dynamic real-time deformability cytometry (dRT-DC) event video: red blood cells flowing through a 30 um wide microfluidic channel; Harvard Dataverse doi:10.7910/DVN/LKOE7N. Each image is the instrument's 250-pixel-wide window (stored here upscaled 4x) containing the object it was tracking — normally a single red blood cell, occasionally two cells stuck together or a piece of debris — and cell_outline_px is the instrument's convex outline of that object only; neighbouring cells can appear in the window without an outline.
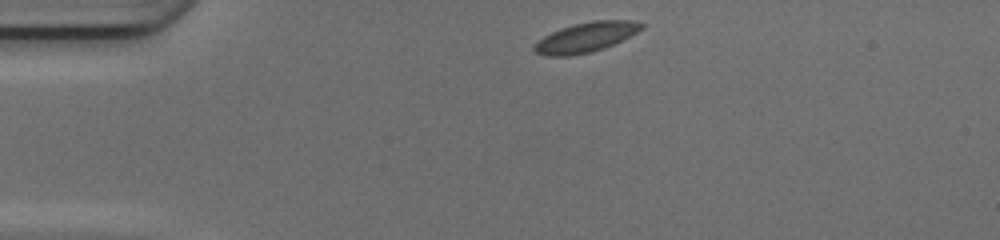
{"species": "common noctule bat (a hibernating species)", "species_latin": "Nyctalus noctula", "temperature_condition": "cold", "stored_images_in_passage": 40, "camera_frame_rate_fps": 3000, "um_per_image_px": 0.085, "animal": {"sex": "female", "body_mass_g": 17.0, "forearm_length_mm": 48.0}, "frame": {"image": 1, "passage_image": 1, "time_ms": 0.0, "image_size_px": [1000, 240], "cell_outline_px": [[644, 28], [604, 48], [588, 52], [568, 56], [544, 56], [536, 52], [532, 48], [544, 36], [560, 28], [592, 20], [632, 20], [644, 24]], "centroid_in_image_um": [49.79, 3.16], "position_along_channel_um": 35.2, "area_um2": 18.26}}
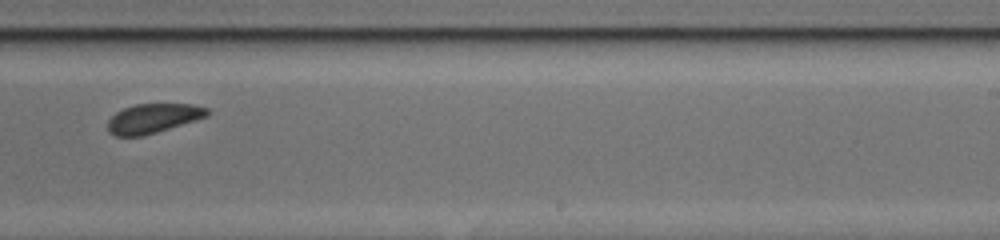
{"frame": {"image": 2, "passage_image": 22, "time_ms": 7.0, "image_size_px": [1000, 240], "cell_outline_px": [[208, 116], [196, 120], [144, 136], [116, 136], [108, 132], [108, 120], [116, 112], [124, 108], [136, 104], [196, 104], [208, 108]], "centroid_in_image_um": [13.02, 10.06], "position_along_channel_um": 276.0, "area_um2": 17.05}}
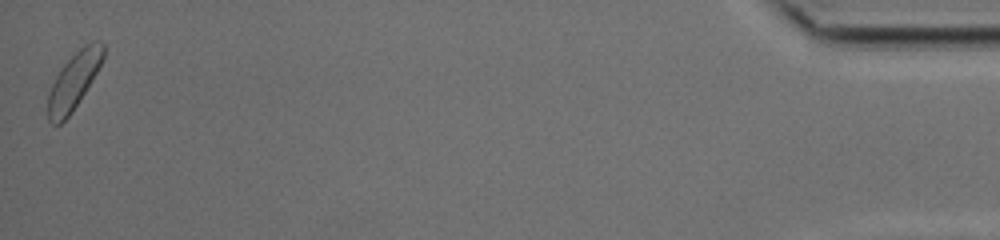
{"frame": {"image": 3, "passage_image": 40, "time_ms": 13.0, "image_size_px": [1000, 240], "cell_outline_px": [[104, 56], [92, 80], [72, 112], [60, 124], [52, 124], [48, 120], [48, 92], [60, 68], [84, 44], [92, 40], [100, 40], [104, 44]], "centroid_in_image_um": [6.27, 6.86], "position_along_channel_um": 428.9, "area_um2": 18.09}, "authors_computed_cell_mechanics": {"area_um2": 18.1492, "velocity_mm_per_s": 4.1297, "shape_relaxation_time_tau1_ms": 1.0633, "shape_relaxation_time_tau2_ms": null, "deformation_change_tau1": 0.0504, "deformation_change_tau2": null}}